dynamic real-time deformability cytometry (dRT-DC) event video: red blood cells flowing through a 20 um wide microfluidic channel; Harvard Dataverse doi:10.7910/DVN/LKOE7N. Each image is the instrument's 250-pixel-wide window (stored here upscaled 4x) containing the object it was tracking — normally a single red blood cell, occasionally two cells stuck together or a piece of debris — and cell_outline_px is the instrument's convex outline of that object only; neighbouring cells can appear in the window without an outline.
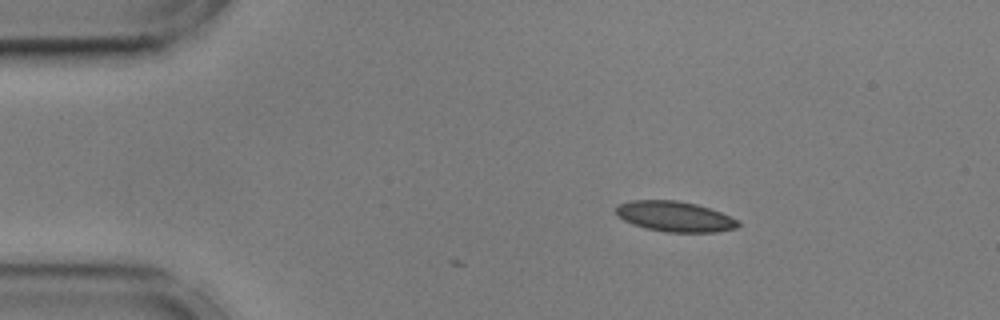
{"species": "common noctule bat (a hibernating species)", "species_latin": "Nyctalus noctula", "temperature_condition": "cold", "stored_images_in_passage": 2, "camera_frame_rate_fps": 3000, "um_per_image_px": 0.085, "animal": {"sex": "male", "body_mass_g": 17.9, "forearm_length_mm": 54.2}, "frame": {"image": 1, "passage_image": 2, "time_ms": 0.333, "image_size_px": [1000, 320], "cell_outline_px": [[740, 224], [736, 228], [716, 232], [664, 232], [644, 228], [632, 224], [616, 216], [616, 204], [632, 200], [676, 200], [696, 204], [720, 212], [736, 220]], "centroid_in_image_um": [57.29, 18.4], "position_along_channel_um": 27.7, "area_um2": 21.62}}